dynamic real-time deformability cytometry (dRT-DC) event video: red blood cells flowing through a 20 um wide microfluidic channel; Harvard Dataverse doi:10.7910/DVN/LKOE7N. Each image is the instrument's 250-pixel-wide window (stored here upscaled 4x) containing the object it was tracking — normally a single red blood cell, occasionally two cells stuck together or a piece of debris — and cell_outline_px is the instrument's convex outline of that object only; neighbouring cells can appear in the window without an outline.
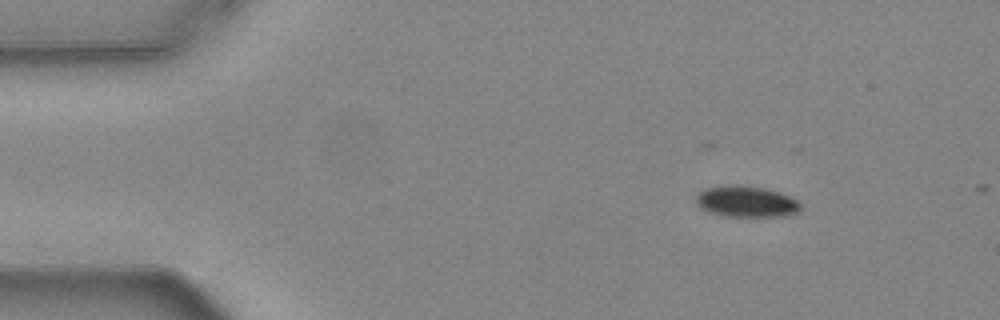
{"species": "common noctule bat (a hibernating species)", "species_latin": "Nyctalus noctula", "temperature_condition": "warm", "stored_images_in_passage": 4, "camera_frame_rate_fps": 3000, "um_per_image_px": 0.085, "animal": {"sex": "female", "body_mass_g": 24.6, "forearm_length_mm": 56.2}, "frame": {"image": 1, "passage_image": 1, "time_ms": 0.0, "image_size_px": [1000, 320], "cell_outline_px": [[800, 212], [788, 216], [724, 216], [708, 212], [700, 208], [696, 204], [696, 196], [704, 188], [732, 184], [736, 184], [768, 188], [780, 192], [796, 200], [800, 204]], "centroid_in_image_um": [63.43, 17.13], "position_along_channel_um": 21.6, "area_um2": 19.25}}